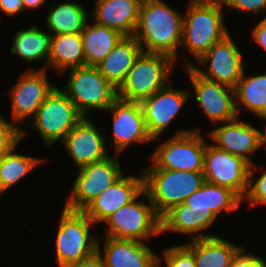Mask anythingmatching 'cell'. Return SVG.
<instances>
[{
	"mask_svg": "<svg viewBox=\"0 0 266 267\" xmlns=\"http://www.w3.org/2000/svg\"><path fill=\"white\" fill-rule=\"evenodd\" d=\"M242 201L234 191L205 181L184 203L172 207L160 218L161 234L172 231L188 234L191 239L215 237L193 233L208 228L222 210L230 215Z\"/></svg>",
	"mask_w": 266,
	"mask_h": 267,
	"instance_id": "6da1fadb",
	"label": "cell"
},
{
	"mask_svg": "<svg viewBox=\"0 0 266 267\" xmlns=\"http://www.w3.org/2000/svg\"><path fill=\"white\" fill-rule=\"evenodd\" d=\"M184 15L163 0H142L134 37L146 53H161L177 59Z\"/></svg>",
	"mask_w": 266,
	"mask_h": 267,
	"instance_id": "7a4b0ae2",
	"label": "cell"
},
{
	"mask_svg": "<svg viewBox=\"0 0 266 267\" xmlns=\"http://www.w3.org/2000/svg\"><path fill=\"white\" fill-rule=\"evenodd\" d=\"M188 14L184 16L181 46L198 61L227 32L223 21L222 4L190 0Z\"/></svg>",
	"mask_w": 266,
	"mask_h": 267,
	"instance_id": "3957f363",
	"label": "cell"
},
{
	"mask_svg": "<svg viewBox=\"0 0 266 267\" xmlns=\"http://www.w3.org/2000/svg\"><path fill=\"white\" fill-rule=\"evenodd\" d=\"M142 173L144 190L160 218L172 207L184 203L205 182L203 172L146 168Z\"/></svg>",
	"mask_w": 266,
	"mask_h": 267,
	"instance_id": "277c9868",
	"label": "cell"
},
{
	"mask_svg": "<svg viewBox=\"0 0 266 267\" xmlns=\"http://www.w3.org/2000/svg\"><path fill=\"white\" fill-rule=\"evenodd\" d=\"M175 60L161 53L141 52L117 88L118 99L141 102L170 84L169 75Z\"/></svg>",
	"mask_w": 266,
	"mask_h": 267,
	"instance_id": "5b68a950",
	"label": "cell"
},
{
	"mask_svg": "<svg viewBox=\"0 0 266 267\" xmlns=\"http://www.w3.org/2000/svg\"><path fill=\"white\" fill-rule=\"evenodd\" d=\"M69 73V80L63 92L84 117L89 109L106 111L118 98L117 88L96 66L72 68Z\"/></svg>",
	"mask_w": 266,
	"mask_h": 267,
	"instance_id": "8992f818",
	"label": "cell"
},
{
	"mask_svg": "<svg viewBox=\"0 0 266 267\" xmlns=\"http://www.w3.org/2000/svg\"><path fill=\"white\" fill-rule=\"evenodd\" d=\"M206 143L199 129L178 130L156 148L151 155L152 165L147 168L203 172Z\"/></svg>",
	"mask_w": 266,
	"mask_h": 267,
	"instance_id": "52a82bcc",
	"label": "cell"
},
{
	"mask_svg": "<svg viewBox=\"0 0 266 267\" xmlns=\"http://www.w3.org/2000/svg\"><path fill=\"white\" fill-rule=\"evenodd\" d=\"M140 196H145L149 205L137 201ZM104 222L109 225L106 236L111 238L144 242L151 236L161 234V219L145 190L116 210Z\"/></svg>",
	"mask_w": 266,
	"mask_h": 267,
	"instance_id": "ba28073f",
	"label": "cell"
},
{
	"mask_svg": "<svg viewBox=\"0 0 266 267\" xmlns=\"http://www.w3.org/2000/svg\"><path fill=\"white\" fill-rule=\"evenodd\" d=\"M91 224L82 211L63 209L56 237L59 267L79 263L97 251V240L89 235Z\"/></svg>",
	"mask_w": 266,
	"mask_h": 267,
	"instance_id": "9c48e42d",
	"label": "cell"
},
{
	"mask_svg": "<svg viewBox=\"0 0 266 267\" xmlns=\"http://www.w3.org/2000/svg\"><path fill=\"white\" fill-rule=\"evenodd\" d=\"M32 117V126L49 146L64 139L84 116L65 93L55 87Z\"/></svg>",
	"mask_w": 266,
	"mask_h": 267,
	"instance_id": "30bf717a",
	"label": "cell"
},
{
	"mask_svg": "<svg viewBox=\"0 0 266 267\" xmlns=\"http://www.w3.org/2000/svg\"><path fill=\"white\" fill-rule=\"evenodd\" d=\"M78 170L72 194L64 206L65 209L72 211H82L123 175L118 158H111V156L103 161L85 165Z\"/></svg>",
	"mask_w": 266,
	"mask_h": 267,
	"instance_id": "8fae6325",
	"label": "cell"
},
{
	"mask_svg": "<svg viewBox=\"0 0 266 267\" xmlns=\"http://www.w3.org/2000/svg\"><path fill=\"white\" fill-rule=\"evenodd\" d=\"M250 164L242 157L206 143L203 175L206 182L234 191L242 200L248 190Z\"/></svg>",
	"mask_w": 266,
	"mask_h": 267,
	"instance_id": "7c38bea8",
	"label": "cell"
},
{
	"mask_svg": "<svg viewBox=\"0 0 266 267\" xmlns=\"http://www.w3.org/2000/svg\"><path fill=\"white\" fill-rule=\"evenodd\" d=\"M243 59L240 50L235 45L230 34L215 43L197 62L204 66L208 63L206 72L190 63L186 67L192 69L203 78L228 85L234 88L243 75Z\"/></svg>",
	"mask_w": 266,
	"mask_h": 267,
	"instance_id": "4fadbf2b",
	"label": "cell"
},
{
	"mask_svg": "<svg viewBox=\"0 0 266 267\" xmlns=\"http://www.w3.org/2000/svg\"><path fill=\"white\" fill-rule=\"evenodd\" d=\"M195 90V101L213 123L229 122L238 117L235 108L234 88L213 82L186 67Z\"/></svg>",
	"mask_w": 266,
	"mask_h": 267,
	"instance_id": "5bb4252c",
	"label": "cell"
},
{
	"mask_svg": "<svg viewBox=\"0 0 266 267\" xmlns=\"http://www.w3.org/2000/svg\"><path fill=\"white\" fill-rule=\"evenodd\" d=\"M113 114V138L116 154L132 143L153 141L149 136L140 102L116 99L107 109Z\"/></svg>",
	"mask_w": 266,
	"mask_h": 267,
	"instance_id": "9a60e30c",
	"label": "cell"
},
{
	"mask_svg": "<svg viewBox=\"0 0 266 267\" xmlns=\"http://www.w3.org/2000/svg\"><path fill=\"white\" fill-rule=\"evenodd\" d=\"M158 90L140 103L144 113L145 125L149 136L154 141L177 117L186 104L190 92L169 87Z\"/></svg>",
	"mask_w": 266,
	"mask_h": 267,
	"instance_id": "2e32d148",
	"label": "cell"
},
{
	"mask_svg": "<svg viewBox=\"0 0 266 267\" xmlns=\"http://www.w3.org/2000/svg\"><path fill=\"white\" fill-rule=\"evenodd\" d=\"M46 68L29 69L21 75L11 90L12 119L21 122L28 116L36 114L37 109L55 86L49 83Z\"/></svg>",
	"mask_w": 266,
	"mask_h": 267,
	"instance_id": "e0dca14e",
	"label": "cell"
},
{
	"mask_svg": "<svg viewBox=\"0 0 266 267\" xmlns=\"http://www.w3.org/2000/svg\"><path fill=\"white\" fill-rule=\"evenodd\" d=\"M144 190L141 177L121 176L105 191L93 199L82 212L94 223L104 222L111 214L134 200Z\"/></svg>",
	"mask_w": 266,
	"mask_h": 267,
	"instance_id": "ac0fdd59",
	"label": "cell"
},
{
	"mask_svg": "<svg viewBox=\"0 0 266 267\" xmlns=\"http://www.w3.org/2000/svg\"><path fill=\"white\" fill-rule=\"evenodd\" d=\"M62 141L78 168L109 157L100 130L86 117H83Z\"/></svg>",
	"mask_w": 266,
	"mask_h": 267,
	"instance_id": "d6986e66",
	"label": "cell"
},
{
	"mask_svg": "<svg viewBox=\"0 0 266 267\" xmlns=\"http://www.w3.org/2000/svg\"><path fill=\"white\" fill-rule=\"evenodd\" d=\"M217 148L235 156L242 157L250 165L253 162L248 154L256 152L261 145L262 132L249 123L242 122L240 117L226 122L209 133Z\"/></svg>",
	"mask_w": 266,
	"mask_h": 267,
	"instance_id": "ffe728a7",
	"label": "cell"
},
{
	"mask_svg": "<svg viewBox=\"0 0 266 267\" xmlns=\"http://www.w3.org/2000/svg\"><path fill=\"white\" fill-rule=\"evenodd\" d=\"M103 252L101 257L106 267H161L160 257L146 243L137 240L106 236Z\"/></svg>",
	"mask_w": 266,
	"mask_h": 267,
	"instance_id": "44dd1931",
	"label": "cell"
},
{
	"mask_svg": "<svg viewBox=\"0 0 266 267\" xmlns=\"http://www.w3.org/2000/svg\"><path fill=\"white\" fill-rule=\"evenodd\" d=\"M142 0H96L93 17L96 24L133 36L138 24Z\"/></svg>",
	"mask_w": 266,
	"mask_h": 267,
	"instance_id": "7402d4cb",
	"label": "cell"
},
{
	"mask_svg": "<svg viewBox=\"0 0 266 267\" xmlns=\"http://www.w3.org/2000/svg\"><path fill=\"white\" fill-rule=\"evenodd\" d=\"M184 246L193 254L196 267H230L236 256L245 249L220 238L192 239Z\"/></svg>",
	"mask_w": 266,
	"mask_h": 267,
	"instance_id": "603a6c76",
	"label": "cell"
},
{
	"mask_svg": "<svg viewBox=\"0 0 266 267\" xmlns=\"http://www.w3.org/2000/svg\"><path fill=\"white\" fill-rule=\"evenodd\" d=\"M141 52V45L134 36H123L96 67L108 81L118 88Z\"/></svg>",
	"mask_w": 266,
	"mask_h": 267,
	"instance_id": "cb8c5ba5",
	"label": "cell"
},
{
	"mask_svg": "<svg viewBox=\"0 0 266 267\" xmlns=\"http://www.w3.org/2000/svg\"><path fill=\"white\" fill-rule=\"evenodd\" d=\"M48 65L58 72L85 66L81 33L52 35Z\"/></svg>",
	"mask_w": 266,
	"mask_h": 267,
	"instance_id": "d4e9b609",
	"label": "cell"
},
{
	"mask_svg": "<svg viewBox=\"0 0 266 267\" xmlns=\"http://www.w3.org/2000/svg\"><path fill=\"white\" fill-rule=\"evenodd\" d=\"M81 35L85 63L89 66L99 64L123 37L116 30L96 23L90 25L88 21Z\"/></svg>",
	"mask_w": 266,
	"mask_h": 267,
	"instance_id": "484cf974",
	"label": "cell"
},
{
	"mask_svg": "<svg viewBox=\"0 0 266 267\" xmlns=\"http://www.w3.org/2000/svg\"><path fill=\"white\" fill-rule=\"evenodd\" d=\"M87 21L88 15L84 7L72 1L53 6L46 18L52 35L81 33Z\"/></svg>",
	"mask_w": 266,
	"mask_h": 267,
	"instance_id": "4316f807",
	"label": "cell"
},
{
	"mask_svg": "<svg viewBox=\"0 0 266 267\" xmlns=\"http://www.w3.org/2000/svg\"><path fill=\"white\" fill-rule=\"evenodd\" d=\"M51 39V33H45L33 25L26 30L17 31L10 49L12 54L18 55L27 62L45 59L48 62Z\"/></svg>",
	"mask_w": 266,
	"mask_h": 267,
	"instance_id": "83f0119b",
	"label": "cell"
},
{
	"mask_svg": "<svg viewBox=\"0 0 266 267\" xmlns=\"http://www.w3.org/2000/svg\"><path fill=\"white\" fill-rule=\"evenodd\" d=\"M235 108L239 117L238 104L266 120V73L246 77L244 72L234 87Z\"/></svg>",
	"mask_w": 266,
	"mask_h": 267,
	"instance_id": "f1b7e54d",
	"label": "cell"
},
{
	"mask_svg": "<svg viewBox=\"0 0 266 267\" xmlns=\"http://www.w3.org/2000/svg\"><path fill=\"white\" fill-rule=\"evenodd\" d=\"M16 146L0 158V177L3 188L8 190L40 163L41 159L15 153Z\"/></svg>",
	"mask_w": 266,
	"mask_h": 267,
	"instance_id": "f546056e",
	"label": "cell"
},
{
	"mask_svg": "<svg viewBox=\"0 0 266 267\" xmlns=\"http://www.w3.org/2000/svg\"><path fill=\"white\" fill-rule=\"evenodd\" d=\"M257 168L259 167H255L254 164L250 165L248 190L243 198V200H248L250 207L255 206V203L266 204V171L258 179H255L253 172Z\"/></svg>",
	"mask_w": 266,
	"mask_h": 267,
	"instance_id": "4dcf8cb0",
	"label": "cell"
},
{
	"mask_svg": "<svg viewBox=\"0 0 266 267\" xmlns=\"http://www.w3.org/2000/svg\"><path fill=\"white\" fill-rule=\"evenodd\" d=\"M24 134L23 130L0 115V158L18 145Z\"/></svg>",
	"mask_w": 266,
	"mask_h": 267,
	"instance_id": "1f68e13d",
	"label": "cell"
},
{
	"mask_svg": "<svg viewBox=\"0 0 266 267\" xmlns=\"http://www.w3.org/2000/svg\"><path fill=\"white\" fill-rule=\"evenodd\" d=\"M163 254L166 267H196L193 254L184 245L166 248Z\"/></svg>",
	"mask_w": 266,
	"mask_h": 267,
	"instance_id": "d6a6232c",
	"label": "cell"
},
{
	"mask_svg": "<svg viewBox=\"0 0 266 267\" xmlns=\"http://www.w3.org/2000/svg\"><path fill=\"white\" fill-rule=\"evenodd\" d=\"M225 5L250 14L266 11V0H228Z\"/></svg>",
	"mask_w": 266,
	"mask_h": 267,
	"instance_id": "836d02e7",
	"label": "cell"
},
{
	"mask_svg": "<svg viewBox=\"0 0 266 267\" xmlns=\"http://www.w3.org/2000/svg\"><path fill=\"white\" fill-rule=\"evenodd\" d=\"M230 267H266V262L255 255L244 254L243 249L232 261Z\"/></svg>",
	"mask_w": 266,
	"mask_h": 267,
	"instance_id": "e575fe53",
	"label": "cell"
},
{
	"mask_svg": "<svg viewBox=\"0 0 266 267\" xmlns=\"http://www.w3.org/2000/svg\"><path fill=\"white\" fill-rule=\"evenodd\" d=\"M99 243L97 241V251L90 257L83 259L79 263L72 264L68 267H106L103 257H101Z\"/></svg>",
	"mask_w": 266,
	"mask_h": 267,
	"instance_id": "d590c367",
	"label": "cell"
},
{
	"mask_svg": "<svg viewBox=\"0 0 266 267\" xmlns=\"http://www.w3.org/2000/svg\"><path fill=\"white\" fill-rule=\"evenodd\" d=\"M23 9V0H0V10L8 16H15Z\"/></svg>",
	"mask_w": 266,
	"mask_h": 267,
	"instance_id": "8d00e7d4",
	"label": "cell"
},
{
	"mask_svg": "<svg viewBox=\"0 0 266 267\" xmlns=\"http://www.w3.org/2000/svg\"><path fill=\"white\" fill-rule=\"evenodd\" d=\"M253 40L266 50V17L252 31Z\"/></svg>",
	"mask_w": 266,
	"mask_h": 267,
	"instance_id": "74e56055",
	"label": "cell"
},
{
	"mask_svg": "<svg viewBox=\"0 0 266 267\" xmlns=\"http://www.w3.org/2000/svg\"><path fill=\"white\" fill-rule=\"evenodd\" d=\"M45 0H23L24 9L25 8H37L40 7Z\"/></svg>",
	"mask_w": 266,
	"mask_h": 267,
	"instance_id": "f35d334b",
	"label": "cell"
},
{
	"mask_svg": "<svg viewBox=\"0 0 266 267\" xmlns=\"http://www.w3.org/2000/svg\"><path fill=\"white\" fill-rule=\"evenodd\" d=\"M200 1L225 5L228 0H200Z\"/></svg>",
	"mask_w": 266,
	"mask_h": 267,
	"instance_id": "ab89813d",
	"label": "cell"
},
{
	"mask_svg": "<svg viewBox=\"0 0 266 267\" xmlns=\"http://www.w3.org/2000/svg\"><path fill=\"white\" fill-rule=\"evenodd\" d=\"M261 145H266V130L264 133L262 132Z\"/></svg>",
	"mask_w": 266,
	"mask_h": 267,
	"instance_id": "60d3db41",
	"label": "cell"
},
{
	"mask_svg": "<svg viewBox=\"0 0 266 267\" xmlns=\"http://www.w3.org/2000/svg\"><path fill=\"white\" fill-rule=\"evenodd\" d=\"M6 190L3 188V183H2V180H1V177H0V194L5 192Z\"/></svg>",
	"mask_w": 266,
	"mask_h": 267,
	"instance_id": "b9f144b4",
	"label": "cell"
}]
</instances>
